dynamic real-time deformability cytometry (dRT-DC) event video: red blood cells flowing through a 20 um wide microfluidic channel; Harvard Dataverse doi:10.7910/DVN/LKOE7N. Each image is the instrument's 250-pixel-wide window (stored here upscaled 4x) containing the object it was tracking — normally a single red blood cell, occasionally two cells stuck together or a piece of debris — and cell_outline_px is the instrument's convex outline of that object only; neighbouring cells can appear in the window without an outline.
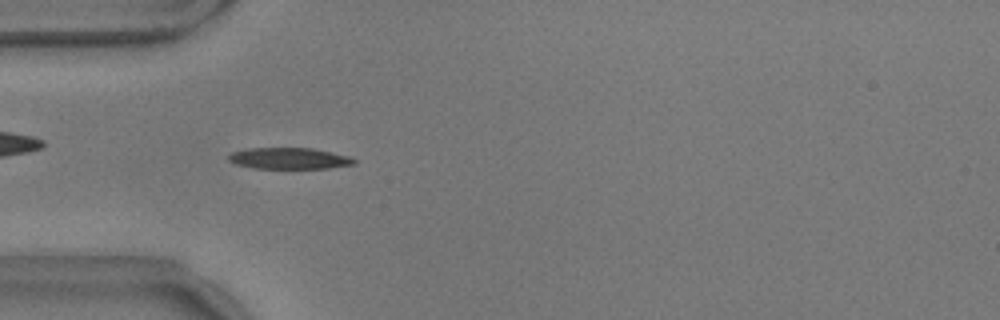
{"species": "common noctule bat (a hibernating species)", "species_latin": "Nyctalus noctula", "temperature_condition": "warm", "stored_images_in_passage": 35, "camera_frame_rate_fps": 3000, "um_per_image_px": 0.085, "animal": {"sex": "male", "body_mass_g": 17.9}, "frame": {"image": 1, "passage_image": 3, "time_ms": 0.667, "image_size_px": [1000, 320], "cell_outline_px": [[356, 164], [328, 168], [252, 168], [236, 164], [228, 160], [228, 156], [232, 152], [248, 148], [312, 148], [348, 156], [356, 160]], "centroid_in_image_um": [24.56, 13.46], "position_along_channel_um": 60.4, "area_um2": 15.49}}
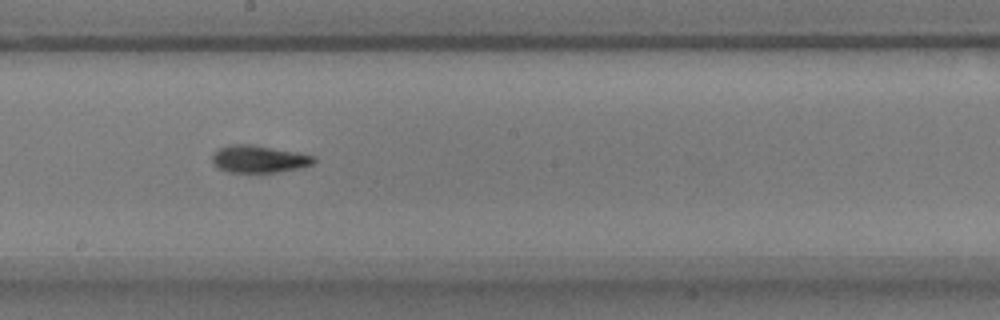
{"frame": {"image": 2, "passage_image": 17, "time_ms": 5.333, "image_size_px": [1000, 320], "cell_outline_px": [[316, 160], [312, 164], [300, 168], [276, 172], [228, 172], [216, 168], [212, 164], [212, 152], [228, 144], [252, 144], [296, 152], [316, 156]], "centroid_in_image_um": [21.96, 13.51], "position_along_channel_um": 226.2, "area_um2": 16.36}}
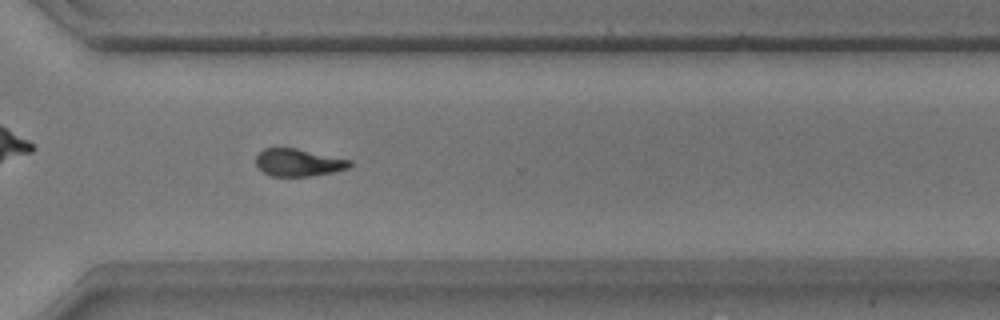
{"frame": {"image": 3, "passage_image": 27, "time_ms": 8.667, "image_size_px": [1000, 320], "cell_outline_px": [[352, 164], [348, 168], [332, 172], [312, 176], [268, 176], [256, 164], [256, 156], [264, 148], [296, 148], [352, 160]], "centroid_in_image_um": [25.37, 13.81], "position_along_channel_um": 345.2, "area_um2": 14.97}, "authors_computed_cell_mechanics": {"area_um2": 15.8372, "velocity_mm_per_s": 3.5815, "shape_relaxation_time_tau1_ms": 4.307, "shape_relaxation_time_tau2_ms": 3.122, "deformation_change_tau1": 0.1499, "deformation_change_tau2": 0.0937}}